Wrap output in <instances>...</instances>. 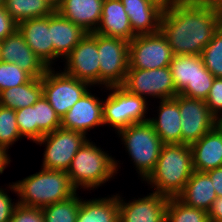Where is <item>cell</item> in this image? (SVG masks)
<instances>
[{
  "instance_id": "cell-29",
  "label": "cell",
  "mask_w": 222,
  "mask_h": 222,
  "mask_svg": "<svg viewBox=\"0 0 222 222\" xmlns=\"http://www.w3.org/2000/svg\"><path fill=\"white\" fill-rule=\"evenodd\" d=\"M77 191L66 200L53 203L41 208L44 222H76L81 202Z\"/></svg>"
},
{
  "instance_id": "cell-46",
  "label": "cell",
  "mask_w": 222,
  "mask_h": 222,
  "mask_svg": "<svg viewBox=\"0 0 222 222\" xmlns=\"http://www.w3.org/2000/svg\"><path fill=\"white\" fill-rule=\"evenodd\" d=\"M208 5L222 12V0H208Z\"/></svg>"
},
{
  "instance_id": "cell-36",
  "label": "cell",
  "mask_w": 222,
  "mask_h": 222,
  "mask_svg": "<svg viewBox=\"0 0 222 222\" xmlns=\"http://www.w3.org/2000/svg\"><path fill=\"white\" fill-rule=\"evenodd\" d=\"M15 111L18 130L21 136L35 143L37 141V123H35L34 104Z\"/></svg>"
},
{
  "instance_id": "cell-17",
  "label": "cell",
  "mask_w": 222,
  "mask_h": 222,
  "mask_svg": "<svg viewBox=\"0 0 222 222\" xmlns=\"http://www.w3.org/2000/svg\"><path fill=\"white\" fill-rule=\"evenodd\" d=\"M18 30L27 45L48 68H54V47L51 41V15L18 23Z\"/></svg>"
},
{
  "instance_id": "cell-48",
  "label": "cell",
  "mask_w": 222,
  "mask_h": 222,
  "mask_svg": "<svg viewBox=\"0 0 222 222\" xmlns=\"http://www.w3.org/2000/svg\"><path fill=\"white\" fill-rule=\"evenodd\" d=\"M4 1H5V0H0V6H3V5H4Z\"/></svg>"
},
{
  "instance_id": "cell-19",
  "label": "cell",
  "mask_w": 222,
  "mask_h": 222,
  "mask_svg": "<svg viewBox=\"0 0 222 222\" xmlns=\"http://www.w3.org/2000/svg\"><path fill=\"white\" fill-rule=\"evenodd\" d=\"M193 170L207 172L222 166V124L218 123L200 140L190 145Z\"/></svg>"
},
{
  "instance_id": "cell-37",
  "label": "cell",
  "mask_w": 222,
  "mask_h": 222,
  "mask_svg": "<svg viewBox=\"0 0 222 222\" xmlns=\"http://www.w3.org/2000/svg\"><path fill=\"white\" fill-rule=\"evenodd\" d=\"M10 191L12 194H17L13 181L0 186V222H10L12 213L18 205L17 198L13 201L10 197Z\"/></svg>"
},
{
  "instance_id": "cell-49",
  "label": "cell",
  "mask_w": 222,
  "mask_h": 222,
  "mask_svg": "<svg viewBox=\"0 0 222 222\" xmlns=\"http://www.w3.org/2000/svg\"><path fill=\"white\" fill-rule=\"evenodd\" d=\"M218 123L222 124V117L218 120Z\"/></svg>"
},
{
  "instance_id": "cell-27",
  "label": "cell",
  "mask_w": 222,
  "mask_h": 222,
  "mask_svg": "<svg viewBox=\"0 0 222 222\" xmlns=\"http://www.w3.org/2000/svg\"><path fill=\"white\" fill-rule=\"evenodd\" d=\"M175 89L180 93L205 68L201 55H173L169 64Z\"/></svg>"
},
{
  "instance_id": "cell-1",
  "label": "cell",
  "mask_w": 222,
  "mask_h": 222,
  "mask_svg": "<svg viewBox=\"0 0 222 222\" xmlns=\"http://www.w3.org/2000/svg\"><path fill=\"white\" fill-rule=\"evenodd\" d=\"M222 24V12L208 4L173 5L163 11L160 31L173 55H201Z\"/></svg>"
},
{
  "instance_id": "cell-42",
  "label": "cell",
  "mask_w": 222,
  "mask_h": 222,
  "mask_svg": "<svg viewBox=\"0 0 222 222\" xmlns=\"http://www.w3.org/2000/svg\"><path fill=\"white\" fill-rule=\"evenodd\" d=\"M208 216L210 222H222V197L214 200Z\"/></svg>"
},
{
  "instance_id": "cell-38",
  "label": "cell",
  "mask_w": 222,
  "mask_h": 222,
  "mask_svg": "<svg viewBox=\"0 0 222 222\" xmlns=\"http://www.w3.org/2000/svg\"><path fill=\"white\" fill-rule=\"evenodd\" d=\"M205 102L210 113L219 120L222 117V77H215Z\"/></svg>"
},
{
  "instance_id": "cell-2",
  "label": "cell",
  "mask_w": 222,
  "mask_h": 222,
  "mask_svg": "<svg viewBox=\"0 0 222 222\" xmlns=\"http://www.w3.org/2000/svg\"><path fill=\"white\" fill-rule=\"evenodd\" d=\"M88 138L77 151L67 171L73 187L78 190H86L89 193L105 187L121 172L120 160L112 156L100 143ZM100 145V146H99ZM120 171V172H119ZM94 190V191H93Z\"/></svg>"
},
{
  "instance_id": "cell-13",
  "label": "cell",
  "mask_w": 222,
  "mask_h": 222,
  "mask_svg": "<svg viewBox=\"0 0 222 222\" xmlns=\"http://www.w3.org/2000/svg\"><path fill=\"white\" fill-rule=\"evenodd\" d=\"M93 88V89H92ZM91 87L61 118V128L80 132L89 138L88 132L104 127L103 98L101 92ZM98 93V95H97ZM98 127V128H97ZM94 128V129H93Z\"/></svg>"
},
{
  "instance_id": "cell-10",
  "label": "cell",
  "mask_w": 222,
  "mask_h": 222,
  "mask_svg": "<svg viewBox=\"0 0 222 222\" xmlns=\"http://www.w3.org/2000/svg\"><path fill=\"white\" fill-rule=\"evenodd\" d=\"M42 87L44 97L62 118L92 86L54 67L42 76Z\"/></svg>"
},
{
  "instance_id": "cell-15",
  "label": "cell",
  "mask_w": 222,
  "mask_h": 222,
  "mask_svg": "<svg viewBox=\"0 0 222 222\" xmlns=\"http://www.w3.org/2000/svg\"><path fill=\"white\" fill-rule=\"evenodd\" d=\"M119 219L118 222H165V212L168 197L156 192H147V195L137 198L124 199L123 193L117 191ZM121 193V194H120ZM134 198V199H133Z\"/></svg>"
},
{
  "instance_id": "cell-6",
  "label": "cell",
  "mask_w": 222,
  "mask_h": 222,
  "mask_svg": "<svg viewBox=\"0 0 222 222\" xmlns=\"http://www.w3.org/2000/svg\"><path fill=\"white\" fill-rule=\"evenodd\" d=\"M103 89V90H102ZM103 99L104 126L114 131L115 134L132 124L144 123L151 114L150 104L146 99L132 94L120 86L101 87ZM150 112V113H148Z\"/></svg>"
},
{
  "instance_id": "cell-35",
  "label": "cell",
  "mask_w": 222,
  "mask_h": 222,
  "mask_svg": "<svg viewBox=\"0 0 222 222\" xmlns=\"http://www.w3.org/2000/svg\"><path fill=\"white\" fill-rule=\"evenodd\" d=\"M214 79L212 73L204 68L201 74L192 83H188L179 94L188 98L206 100Z\"/></svg>"
},
{
  "instance_id": "cell-4",
  "label": "cell",
  "mask_w": 222,
  "mask_h": 222,
  "mask_svg": "<svg viewBox=\"0 0 222 222\" xmlns=\"http://www.w3.org/2000/svg\"><path fill=\"white\" fill-rule=\"evenodd\" d=\"M13 183L18 204L26 207L43 208L66 200L77 192L68 173L60 170L40 168L38 172Z\"/></svg>"
},
{
  "instance_id": "cell-39",
  "label": "cell",
  "mask_w": 222,
  "mask_h": 222,
  "mask_svg": "<svg viewBox=\"0 0 222 222\" xmlns=\"http://www.w3.org/2000/svg\"><path fill=\"white\" fill-rule=\"evenodd\" d=\"M10 222H44V217L41 208L18 204L12 213Z\"/></svg>"
},
{
  "instance_id": "cell-33",
  "label": "cell",
  "mask_w": 222,
  "mask_h": 222,
  "mask_svg": "<svg viewBox=\"0 0 222 222\" xmlns=\"http://www.w3.org/2000/svg\"><path fill=\"white\" fill-rule=\"evenodd\" d=\"M201 57L205 68L214 77H222V24L214 32L210 43L203 49Z\"/></svg>"
},
{
  "instance_id": "cell-21",
  "label": "cell",
  "mask_w": 222,
  "mask_h": 222,
  "mask_svg": "<svg viewBox=\"0 0 222 222\" xmlns=\"http://www.w3.org/2000/svg\"><path fill=\"white\" fill-rule=\"evenodd\" d=\"M135 35L160 31L163 10L148 0H120Z\"/></svg>"
},
{
  "instance_id": "cell-23",
  "label": "cell",
  "mask_w": 222,
  "mask_h": 222,
  "mask_svg": "<svg viewBox=\"0 0 222 222\" xmlns=\"http://www.w3.org/2000/svg\"><path fill=\"white\" fill-rule=\"evenodd\" d=\"M95 33L128 42L136 36L120 0H104L101 21Z\"/></svg>"
},
{
  "instance_id": "cell-8",
  "label": "cell",
  "mask_w": 222,
  "mask_h": 222,
  "mask_svg": "<svg viewBox=\"0 0 222 222\" xmlns=\"http://www.w3.org/2000/svg\"><path fill=\"white\" fill-rule=\"evenodd\" d=\"M99 87L120 86L129 68V42L97 33Z\"/></svg>"
},
{
  "instance_id": "cell-43",
  "label": "cell",
  "mask_w": 222,
  "mask_h": 222,
  "mask_svg": "<svg viewBox=\"0 0 222 222\" xmlns=\"http://www.w3.org/2000/svg\"><path fill=\"white\" fill-rule=\"evenodd\" d=\"M10 151L0 146V175H2L8 167H10V163L13 162L11 159Z\"/></svg>"
},
{
  "instance_id": "cell-7",
  "label": "cell",
  "mask_w": 222,
  "mask_h": 222,
  "mask_svg": "<svg viewBox=\"0 0 222 222\" xmlns=\"http://www.w3.org/2000/svg\"><path fill=\"white\" fill-rule=\"evenodd\" d=\"M87 139L80 132L63 128L45 134L35 142L37 146L45 147L40 167L67 172L72 159Z\"/></svg>"
},
{
  "instance_id": "cell-14",
  "label": "cell",
  "mask_w": 222,
  "mask_h": 222,
  "mask_svg": "<svg viewBox=\"0 0 222 222\" xmlns=\"http://www.w3.org/2000/svg\"><path fill=\"white\" fill-rule=\"evenodd\" d=\"M178 105L181 115V144L191 145L218 124L205 100L178 94Z\"/></svg>"
},
{
  "instance_id": "cell-47",
  "label": "cell",
  "mask_w": 222,
  "mask_h": 222,
  "mask_svg": "<svg viewBox=\"0 0 222 222\" xmlns=\"http://www.w3.org/2000/svg\"><path fill=\"white\" fill-rule=\"evenodd\" d=\"M44 1L47 2L48 5H50V7L54 11H56L60 7V5L62 3V0H44Z\"/></svg>"
},
{
  "instance_id": "cell-3",
  "label": "cell",
  "mask_w": 222,
  "mask_h": 222,
  "mask_svg": "<svg viewBox=\"0 0 222 222\" xmlns=\"http://www.w3.org/2000/svg\"><path fill=\"white\" fill-rule=\"evenodd\" d=\"M192 150L188 144H163L155 169L142 182L148 190L177 197L193 173Z\"/></svg>"
},
{
  "instance_id": "cell-12",
  "label": "cell",
  "mask_w": 222,
  "mask_h": 222,
  "mask_svg": "<svg viewBox=\"0 0 222 222\" xmlns=\"http://www.w3.org/2000/svg\"><path fill=\"white\" fill-rule=\"evenodd\" d=\"M99 54L97 50V33H87L74 47L64 62L63 72L78 80L99 87Z\"/></svg>"
},
{
  "instance_id": "cell-16",
  "label": "cell",
  "mask_w": 222,
  "mask_h": 222,
  "mask_svg": "<svg viewBox=\"0 0 222 222\" xmlns=\"http://www.w3.org/2000/svg\"><path fill=\"white\" fill-rule=\"evenodd\" d=\"M0 61L16 64L32 78H41L49 69L27 45L18 29L0 42Z\"/></svg>"
},
{
  "instance_id": "cell-24",
  "label": "cell",
  "mask_w": 222,
  "mask_h": 222,
  "mask_svg": "<svg viewBox=\"0 0 222 222\" xmlns=\"http://www.w3.org/2000/svg\"><path fill=\"white\" fill-rule=\"evenodd\" d=\"M177 198L187 206L208 213L217 195L209 175L206 172L193 171Z\"/></svg>"
},
{
  "instance_id": "cell-41",
  "label": "cell",
  "mask_w": 222,
  "mask_h": 222,
  "mask_svg": "<svg viewBox=\"0 0 222 222\" xmlns=\"http://www.w3.org/2000/svg\"><path fill=\"white\" fill-rule=\"evenodd\" d=\"M212 180L217 198L222 197V166L206 172Z\"/></svg>"
},
{
  "instance_id": "cell-32",
  "label": "cell",
  "mask_w": 222,
  "mask_h": 222,
  "mask_svg": "<svg viewBox=\"0 0 222 222\" xmlns=\"http://www.w3.org/2000/svg\"><path fill=\"white\" fill-rule=\"evenodd\" d=\"M20 139L23 137L18 130L16 111L0 105V146L10 151Z\"/></svg>"
},
{
  "instance_id": "cell-44",
  "label": "cell",
  "mask_w": 222,
  "mask_h": 222,
  "mask_svg": "<svg viewBox=\"0 0 222 222\" xmlns=\"http://www.w3.org/2000/svg\"><path fill=\"white\" fill-rule=\"evenodd\" d=\"M148 1L157 5L163 11L169 9L170 7L174 5L173 0H148Z\"/></svg>"
},
{
  "instance_id": "cell-28",
  "label": "cell",
  "mask_w": 222,
  "mask_h": 222,
  "mask_svg": "<svg viewBox=\"0 0 222 222\" xmlns=\"http://www.w3.org/2000/svg\"><path fill=\"white\" fill-rule=\"evenodd\" d=\"M3 6L16 23L46 17L54 12L44 0H5Z\"/></svg>"
},
{
  "instance_id": "cell-9",
  "label": "cell",
  "mask_w": 222,
  "mask_h": 222,
  "mask_svg": "<svg viewBox=\"0 0 222 222\" xmlns=\"http://www.w3.org/2000/svg\"><path fill=\"white\" fill-rule=\"evenodd\" d=\"M121 86L150 103L152 102L150 100H154L155 103V100L158 102V100L171 99L179 94L175 89L169 66L150 70L128 68Z\"/></svg>"
},
{
  "instance_id": "cell-20",
  "label": "cell",
  "mask_w": 222,
  "mask_h": 222,
  "mask_svg": "<svg viewBox=\"0 0 222 222\" xmlns=\"http://www.w3.org/2000/svg\"><path fill=\"white\" fill-rule=\"evenodd\" d=\"M87 32L79 25L74 24L61 16L57 11L51 14V41L54 47V66L64 60L74 47L83 39Z\"/></svg>"
},
{
  "instance_id": "cell-22",
  "label": "cell",
  "mask_w": 222,
  "mask_h": 222,
  "mask_svg": "<svg viewBox=\"0 0 222 222\" xmlns=\"http://www.w3.org/2000/svg\"><path fill=\"white\" fill-rule=\"evenodd\" d=\"M104 0H62L56 10L61 16L81 26L87 33L95 32L101 21Z\"/></svg>"
},
{
  "instance_id": "cell-26",
  "label": "cell",
  "mask_w": 222,
  "mask_h": 222,
  "mask_svg": "<svg viewBox=\"0 0 222 222\" xmlns=\"http://www.w3.org/2000/svg\"><path fill=\"white\" fill-rule=\"evenodd\" d=\"M43 95L42 77L0 92V105L18 110L32 106Z\"/></svg>"
},
{
  "instance_id": "cell-11",
  "label": "cell",
  "mask_w": 222,
  "mask_h": 222,
  "mask_svg": "<svg viewBox=\"0 0 222 222\" xmlns=\"http://www.w3.org/2000/svg\"><path fill=\"white\" fill-rule=\"evenodd\" d=\"M172 58L171 47L161 31L136 35L129 41V68L150 70L168 67Z\"/></svg>"
},
{
  "instance_id": "cell-34",
  "label": "cell",
  "mask_w": 222,
  "mask_h": 222,
  "mask_svg": "<svg viewBox=\"0 0 222 222\" xmlns=\"http://www.w3.org/2000/svg\"><path fill=\"white\" fill-rule=\"evenodd\" d=\"M32 77L14 63L0 61V92L27 83Z\"/></svg>"
},
{
  "instance_id": "cell-40",
  "label": "cell",
  "mask_w": 222,
  "mask_h": 222,
  "mask_svg": "<svg viewBox=\"0 0 222 222\" xmlns=\"http://www.w3.org/2000/svg\"><path fill=\"white\" fill-rule=\"evenodd\" d=\"M17 29L18 23L5 11L4 6H0V42Z\"/></svg>"
},
{
  "instance_id": "cell-30",
  "label": "cell",
  "mask_w": 222,
  "mask_h": 222,
  "mask_svg": "<svg viewBox=\"0 0 222 222\" xmlns=\"http://www.w3.org/2000/svg\"><path fill=\"white\" fill-rule=\"evenodd\" d=\"M165 222H210L208 213L204 210L190 207L177 197L168 199L165 212Z\"/></svg>"
},
{
  "instance_id": "cell-5",
  "label": "cell",
  "mask_w": 222,
  "mask_h": 222,
  "mask_svg": "<svg viewBox=\"0 0 222 222\" xmlns=\"http://www.w3.org/2000/svg\"><path fill=\"white\" fill-rule=\"evenodd\" d=\"M122 147L128 153L132 168L138 174V179L144 182L155 169L163 143L152 125L147 121L132 124L117 133Z\"/></svg>"
},
{
  "instance_id": "cell-45",
  "label": "cell",
  "mask_w": 222,
  "mask_h": 222,
  "mask_svg": "<svg viewBox=\"0 0 222 222\" xmlns=\"http://www.w3.org/2000/svg\"><path fill=\"white\" fill-rule=\"evenodd\" d=\"M174 5L208 4V0H173Z\"/></svg>"
},
{
  "instance_id": "cell-31",
  "label": "cell",
  "mask_w": 222,
  "mask_h": 222,
  "mask_svg": "<svg viewBox=\"0 0 222 222\" xmlns=\"http://www.w3.org/2000/svg\"><path fill=\"white\" fill-rule=\"evenodd\" d=\"M35 123H37V140L45 134L61 128V118L42 95L34 103Z\"/></svg>"
},
{
  "instance_id": "cell-18",
  "label": "cell",
  "mask_w": 222,
  "mask_h": 222,
  "mask_svg": "<svg viewBox=\"0 0 222 222\" xmlns=\"http://www.w3.org/2000/svg\"><path fill=\"white\" fill-rule=\"evenodd\" d=\"M149 115L148 122L152 125L155 132L163 144H181V115L178 105V94L171 99L158 101ZM157 113V114H156Z\"/></svg>"
},
{
  "instance_id": "cell-25",
  "label": "cell",
  "mask_w": 222,
  "mask_h": 222,
  "mask_svg": "<svg viewBox=\"0 0 222 222\" xmlns=\"http://www.w3.org/2000/svg\"><path fill=\"white\" fill-rule=\"evenodd\" d=\"M82 196L76 222H118L119 206L116 192L110 195L91 197Z\"/></svg>"
}]
</instances>
